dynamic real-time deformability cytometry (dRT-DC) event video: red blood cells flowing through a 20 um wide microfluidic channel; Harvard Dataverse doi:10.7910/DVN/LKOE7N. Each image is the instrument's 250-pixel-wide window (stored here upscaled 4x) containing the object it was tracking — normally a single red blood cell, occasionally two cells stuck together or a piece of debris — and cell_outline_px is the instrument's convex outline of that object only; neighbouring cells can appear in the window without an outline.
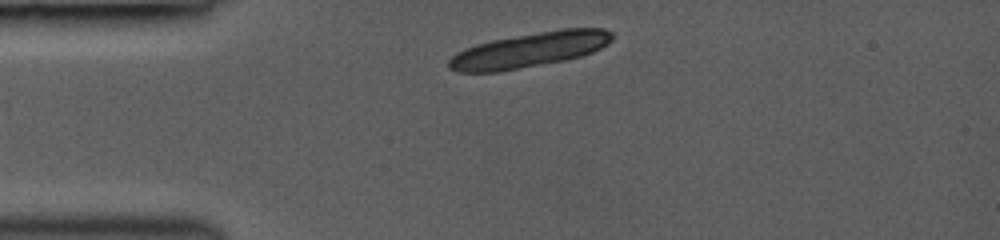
{"species": "common noctule bat (a hibernating species)", "species_latin": "Nyctalus noctula", "temperature_condition": "room temperature", "stored_images_in_passage": 9, "camera_frame_rate_fps": 3000, "um_per_image_px": 0.085, "animal": {"sex": "female", "body_mass_g": 19.0, "forearm_length_mm": 53.3}, "frame": {"image": 1, "passage_image": 1, "time_ms": 0.0, "image_size_px": [1000, 240], "cell_outline_px": [[612, 40], [608, 44], [592, 52], [580, 56], [564, 60], [500, 72], [456, 72], [448, 68], [448, 60], [456, 52], [464, 48], [476, 44], [492, 40], [560, 28], [604, 28], [612, 32]], "centroid_in_image_um": [44.98, 4.24], "position_along_channel_um": 40.0, "area_um2": 33.29}}